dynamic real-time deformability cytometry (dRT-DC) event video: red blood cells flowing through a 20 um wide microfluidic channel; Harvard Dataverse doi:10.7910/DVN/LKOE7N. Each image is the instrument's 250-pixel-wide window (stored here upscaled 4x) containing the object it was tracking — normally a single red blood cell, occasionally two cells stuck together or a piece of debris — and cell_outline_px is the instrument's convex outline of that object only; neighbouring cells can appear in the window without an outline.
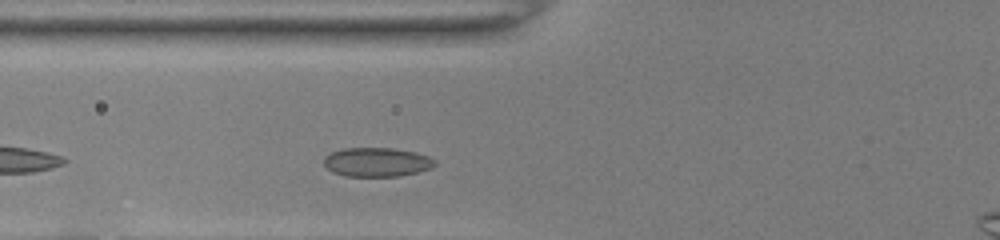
{"species": "common noctule bat (a hibernating species)", "species_latin": "Nyctalus noctula", "temperature_condition": "room temperature", "stored_images_in_passage": 29, "camera_frame_rate_fps": 3000, "um_per_image_px": 0.085, "animal": {"sex": "female", "body_mass_g": 22.0, "forearm_length_mm": 56.7}, "frame": {"image": 1, "passage_image": 5, "time_ms": 1.333, "image_size_px": [1000, 240], "cell_outline_px": [[436, 164], [432, 168], [400, 176], [344, 176], [332, 172], [324, 164], [324, 156], [332, 152], [344, 148], [392, 148], [416, 152], [428, 156], [436, 160]], "centroid_in_image_um": [32.04, 13.78], "position_along_channel_um": 93.8, "area_um2": 18.84}}
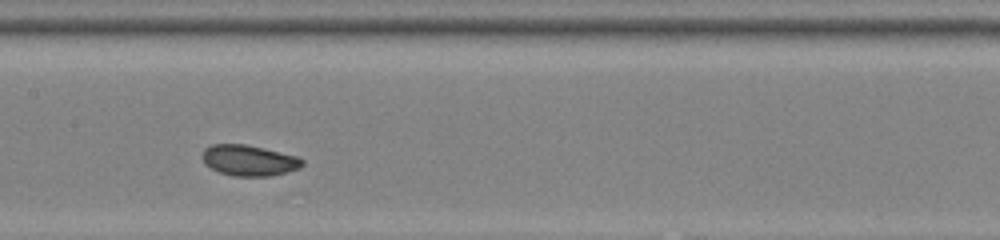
{"frame": {"image": 2, "passage_image": 12, "time_ms": 3.667, "image_size_px": [1000, 240], "cell_outline_px": [[304, 164], [296, 168], [272, 176], [236, 176], [220, 172], [204, 164], [200, 156], [204, 148], [212, 144], [244, 144], [296, 156], [304, 160]], "centroid_in_image_um": [21.1, 13.63], "position_along_channel_um": 186.3, "area_um2": 17.74}}
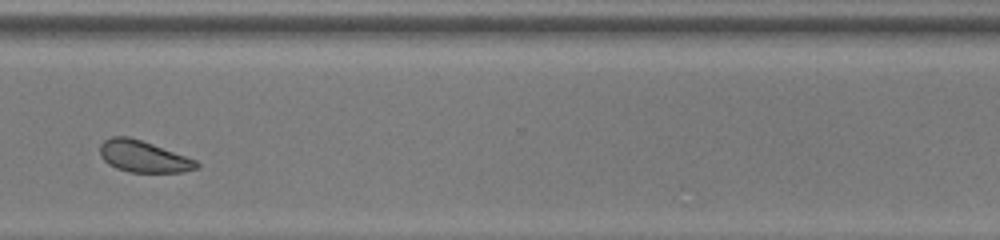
{"frame": {"image": 3, "passage_image": 25, "time_ms": 8.0, "image_size_px": [1000, 240], "cell_outline_px": [[200, 168], [184, 172], [128, 172], [116, 168], [108, 164], [100, 156], [100, 144], [104, 140], [112, 136], [128, 136], [152, 144], [196, 160], [200, 164]], "centroid_in_image_um": [12.18, 13.31], "position_along_channel_um": 358.4, "area_um2": 17.74}, "authors_computed_cell_mechanics": {"area_um2": 17.8024, "velocity_mm_per_s": 3.9578, "shape_relaxation_time_tau1_ms": 3.251, "shape_relaxation_time_tau2_ms": null, "deformation_change_tau1": 0.0784, "deformation_change_tau2": null}}